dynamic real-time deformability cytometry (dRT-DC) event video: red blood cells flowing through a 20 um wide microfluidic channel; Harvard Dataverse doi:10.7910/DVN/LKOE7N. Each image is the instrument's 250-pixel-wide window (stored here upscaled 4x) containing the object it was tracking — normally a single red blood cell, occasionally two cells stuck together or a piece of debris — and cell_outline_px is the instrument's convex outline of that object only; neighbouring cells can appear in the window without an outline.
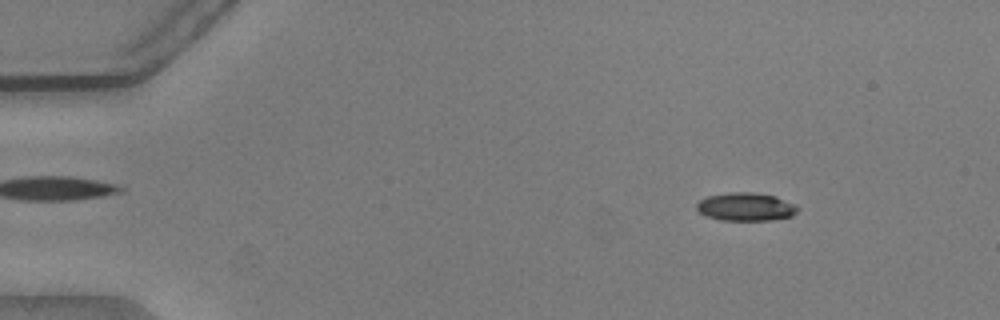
{"species": "common noctule bat (a hibernating species)", "species_latin": "Nyctalus noctula", "temperature_condition": "warm", "stored_images_in_passage": 12, "camera_frame_rate_fps": 3000, "um_per_image_px": 0.085, "animal": {"sex": "male", "body_mass_g": 20.5, "forearm_length_mm": 52.5}, "frame": {"image": 1, "passage_image": 3, "time_ms": 0.667, "image_size_px": [1000, 320], "cell_outline_px": [[800, 208], [792, 216], [772, 220], [720, 220], [704, 216], [696, 208], [696, 204], [700, 200], [708, 196], [728, 192], [756, 192], [776, 196], [796, 204]], "centroid_in_image_um": [63.41, 17.57], "position_along_channel_um": 21.6, "area_um2": 16.82}}